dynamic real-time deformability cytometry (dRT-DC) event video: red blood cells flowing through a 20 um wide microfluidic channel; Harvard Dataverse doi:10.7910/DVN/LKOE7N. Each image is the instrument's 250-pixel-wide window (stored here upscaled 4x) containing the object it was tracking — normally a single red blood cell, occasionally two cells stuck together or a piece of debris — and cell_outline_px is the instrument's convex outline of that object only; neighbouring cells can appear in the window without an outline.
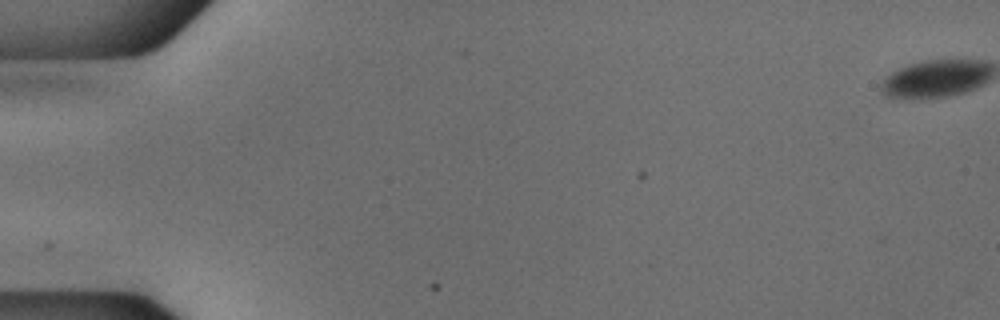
{"species": "common noctule bat (a hibernating species)", "species_latin": "Nyctalus noctula", "temperature_condition": "cold", "stored_images_in_passage": 56, "camera_frame_rate_fps": 3000, "um_per_image_px": 0.085, "animal": {"sex": "male", "body_mass_g": 18.8}, "frame": {"image": 1, "passage_image": 1, "time_ms": 0.0, "image_size_px": [1000, 320], "cell_outline_px": [[984, 72], [976, 80], [968, 84], [956, 88], [932, 92], [912, 92], [896, 88], [892, 84], [892, 80], [896, 76], [904, 72], [916, 68], [948, 64], [960, 64], [984, 68]], "centroid_in_image_um": [79.65, 6.62], "position_along_channel_um": 5.3, "area_um2": 13.53}}
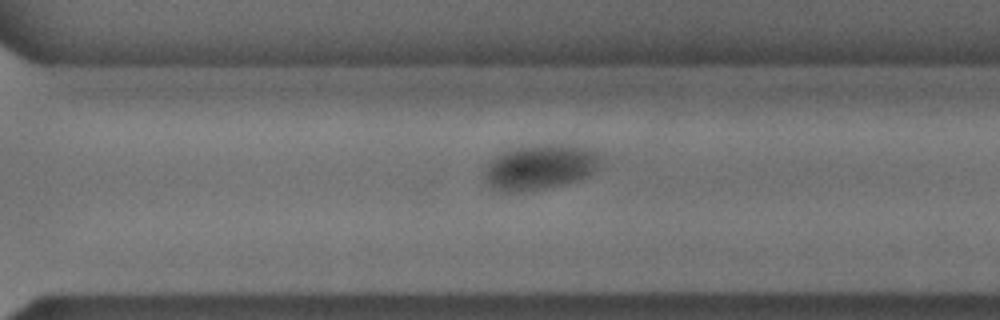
{"frame": {"image": 2, "passage_image": 40, "time_ms": 13.0, "image_size_px": [1000, 320], "cell_outline_px": [[572, 168], [564, 176], [532, 180], [504, 180], [496, 172], [508, 160], [520, 156], [556, 156], [568, 164]], "centroid_in_image_um": [45.35, 14.3], "position_along_channel_um": 325.3, "area_um2": 10.35}}
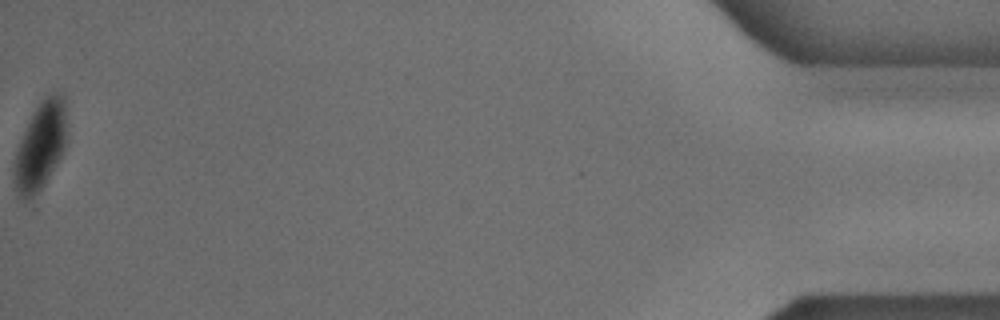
{"frame": {"image": 3, "passage_image": 56, "time_ms": 18.333, "image_size_px": [1000, 320], "cell_outline_px": [[60, 144], [56, 152], [40, 176], [32, 184], [24, 184], [20, 176], [20, 156], [24, 144], [32, 124], [36, 116], [44, 104], [56, 104], [60, 132]], "centroid_in_image_um": [3.42, 12.25], "position_along_channel_um": 431.8, "area_um2": 15.14}, "authors_computed_cell_mechanics": {"area_um2": 12.0513, "velocity_mm_per_s": 3.7461, "shape_relaxation_time_tau1_ms": 1.231, "shape_relaxation_time_tau2_ms": null, "deformation_change_tau1": 0.1156, "deformation_change_tau2": null}}